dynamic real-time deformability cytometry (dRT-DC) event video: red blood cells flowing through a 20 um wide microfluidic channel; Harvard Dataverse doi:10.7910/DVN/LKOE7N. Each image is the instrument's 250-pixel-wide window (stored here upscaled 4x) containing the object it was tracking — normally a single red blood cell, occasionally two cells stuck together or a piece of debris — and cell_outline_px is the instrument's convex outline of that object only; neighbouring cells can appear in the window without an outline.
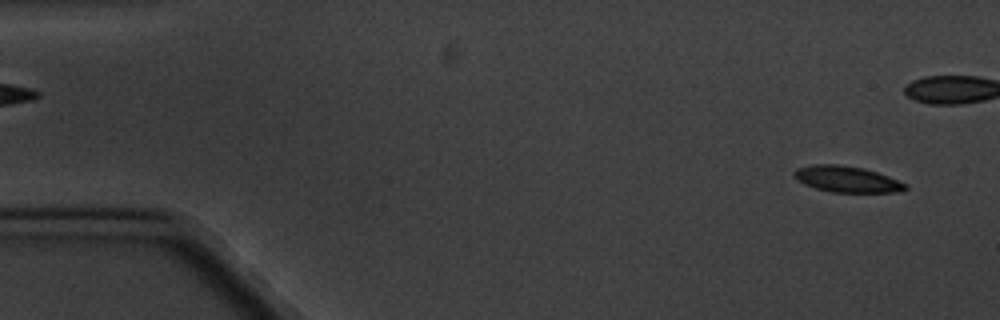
{"species": "common noctule bat (a hibernating species)", "species_latin": "Nyctalus noctula", "temperature_condition": "cold", "stored_images_in_passage": 6, "camera_frame_rate_fps": 3000, "um_per_image_px": 0.085, "animal": {"sex": "male", "body_mass_g": 20.1, "forearm_length_mm": 53.5}, "frame": {"image": 1, "passage_image": 1, "time_ms": 0.0, "image_size_px": [1000, 320], "cell_outline_px": [[908, 188], [900, 192], [832, 192], [816, 188], [804, 184], [792, 176], [792, 172], [796, 168], [812, 164], [840, 164], [864, 168], [888, 176], [908, 184]], "centroid_in_image_um": [71.97, 15.22], "position_along_channel_um": 13.0, "area_um2": 17.11}}